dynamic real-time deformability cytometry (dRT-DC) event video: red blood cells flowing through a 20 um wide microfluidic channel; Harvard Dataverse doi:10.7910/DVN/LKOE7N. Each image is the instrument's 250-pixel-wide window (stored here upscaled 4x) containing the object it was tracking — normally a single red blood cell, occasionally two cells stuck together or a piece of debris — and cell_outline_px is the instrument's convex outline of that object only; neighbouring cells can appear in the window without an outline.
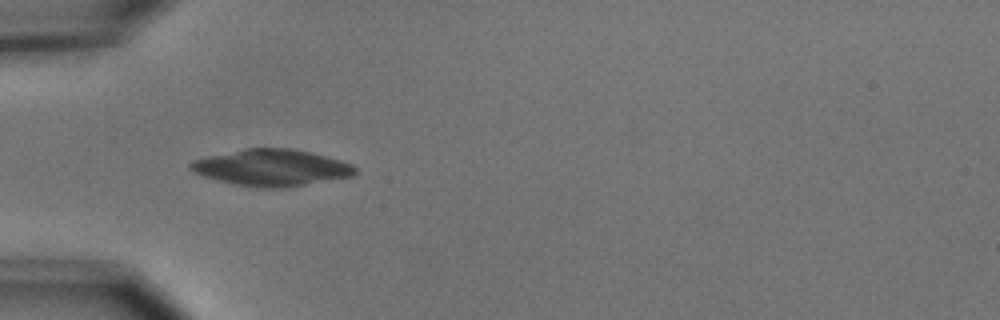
{"species": "common noctule bat (a hibernating species)", "species_latin": "Nyctalus noctula", "temperature_condition": "cold", "stored_images_in_passage": 54, "camera_frame_rate_fps": 3000, "um_per_image_px": 0.085, "animal": {"sex": "male", "body_mass_g": 15.6}, "frame": {"image": 1, "passage_image": 17, "time_ms": 5.333, "image_size_px": [1000, 320], "cell_outline_px": [[356, 172], [352, 176], [284, 188], [260, 188], [236, 184], [204, 176], [188, 168], [188, 164], [192, 160], [208, 156], [248, 148], [288, 148], [312, 152], [340, 160], [352, 164], [356, 168]], "centroid_in_image_um": [23.1, 14.25], "position_along_channel_um": 61.9, "area_um2": 34.74}}
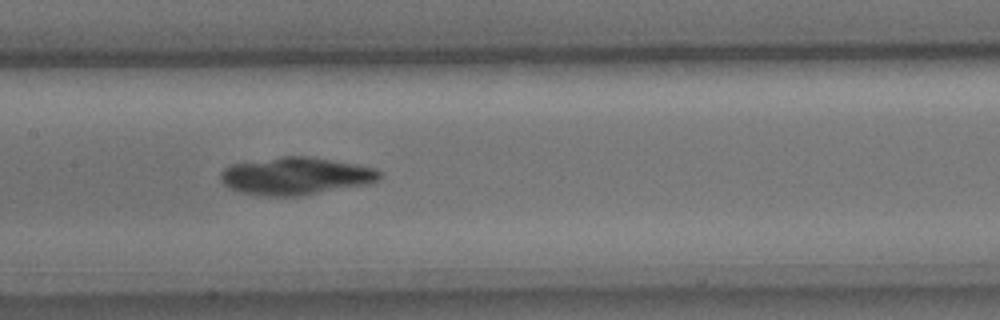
{"frame": {"image": 2, "passage_image": 27, "time_ms": 8.667, "image_size_px": [1000, 320], "cell_outline_px": [[384, 172], [380, 180], [372, 184], [300, 196], [264, 196], [236, 192], [228, 188], [220, 180], [220, 172], [224, 168], [232, 164], [284, 156], [308, 156], [376, 168]], "centroid_in_image_um": [25.17, 14.98], "position_along_channel_um": 182.2, "area_um2": 35.2}}
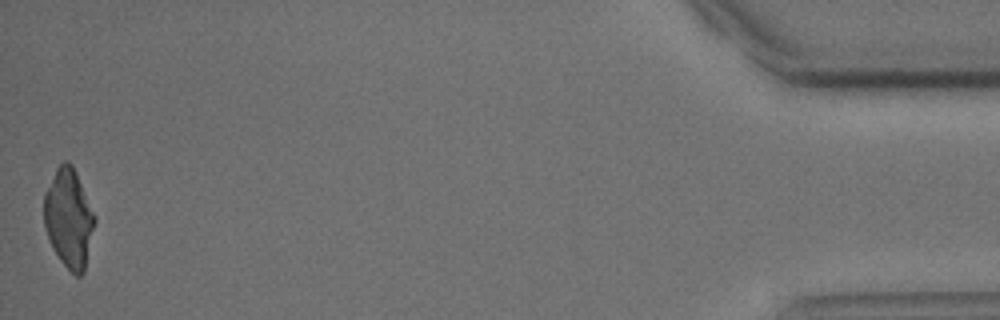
{"frame": {"image": 3, "passage_image": 54, "time_ms": 17.667, "image_size_px": [1000, 320], "cell_outline_px": [[96, 220], [84, 272], [80, 276], [76, 276], [60, 260], [52, 248], [44, 224], [44, 192], [56, 168], [64, 160], [68, 160], [72, 164], [76, 172], [96, 216]], "centroid_in_image_um": [5.85, 18.53], "position_along_channel_um": 429.3, "area_um2": 29.25}}